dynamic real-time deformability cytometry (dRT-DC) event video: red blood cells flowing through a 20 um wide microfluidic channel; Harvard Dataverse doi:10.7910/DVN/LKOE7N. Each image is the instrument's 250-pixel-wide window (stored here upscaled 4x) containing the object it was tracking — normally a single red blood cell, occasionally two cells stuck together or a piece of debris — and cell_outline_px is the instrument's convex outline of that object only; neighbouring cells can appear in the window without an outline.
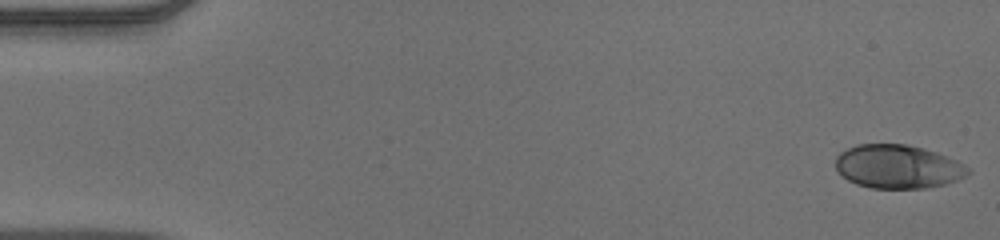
{"species": "human", "species_latin": "Homo sapiens", "temperature_condition": "warm", "stored_images_in_passage": 52, "camera_frame_rate_fps": 3000, "um_per_image_px": 0.085, "donor": {"sex": "male"}, "frame": {"image": 1, "passage_image": 1, "time_ms": 0.0, "image_size_px": [1000, 240], "cell_outline_px": [[972, 172], [956, 180], [944, 184], [928, 188], [872, 188], [856, 184], [848, 180], [836, 168], [836, 156], [840, 152], [856, 144], [904, 144], [924, 148], [936, 152], [956, 160], [964, 164]], "centroid_in_image_um": [76.32, 14.16], "position_along_channel_um": 8.7, "area_um2": 33.58}}
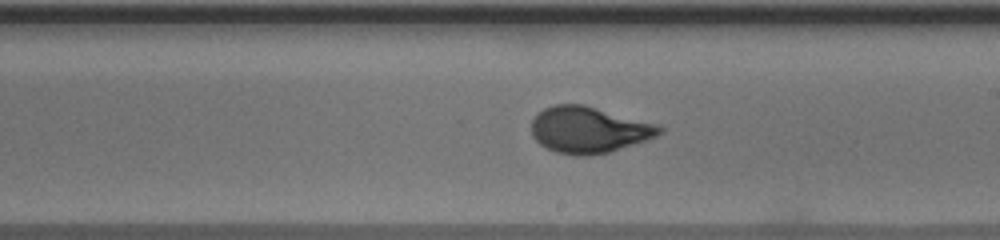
{"frame": {"image": 2, "passage_image": 30, "time_ms": 9.667, "image_size_px": [1000, 240], "cell_outline_px": [[664, 132], [656, 136], [608, 152], [588, 156], [572, 156], [556, 152], [540, 144], [532, 136], [532, 120], [544, 108], [552, 104], [584, 104], [660, 124], [664, 128]], "centroid_in_image_um": [50.06, 11.02], "position_along_channel_um": 238.9, "area_um2": 34.68}}
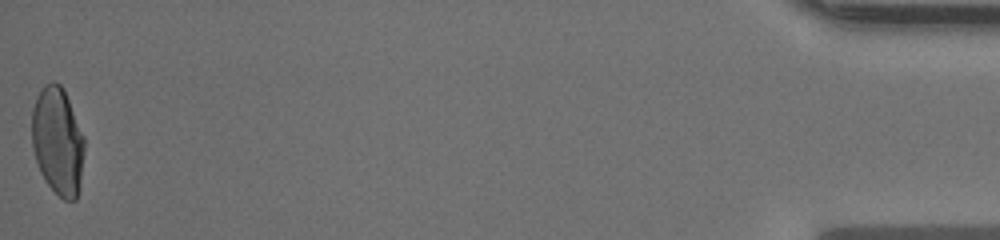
{"frame": {"image": 3, "passage_image": 52, "time_ms": 17.0, "image_size_px": [1000, 240], "cell_outline_px": [[84, 148], [80, 188], [76, 200], [64, 200], [44, 180], [40, 172], [32, 148], [32, 108], [36, 96], [44, 84], [52, 80], [56, 80], [64, 88], [84, 136]], "centroid_in_image_um": [4.9, 11.96], "position_along_channel_um": 430.3, "area_um2": 33.35}, "authors_computed_cell_mechanics": {"area_um2": 33.7841, "velocity_mm_per_s": 3.9282, "shape_relaxation_time_tau1_ms": 7.2574, "shape_relaxation_time_tau2_ms": null, "deformation_change_tau1": 0.278, "deformation_change_tau2": null}}